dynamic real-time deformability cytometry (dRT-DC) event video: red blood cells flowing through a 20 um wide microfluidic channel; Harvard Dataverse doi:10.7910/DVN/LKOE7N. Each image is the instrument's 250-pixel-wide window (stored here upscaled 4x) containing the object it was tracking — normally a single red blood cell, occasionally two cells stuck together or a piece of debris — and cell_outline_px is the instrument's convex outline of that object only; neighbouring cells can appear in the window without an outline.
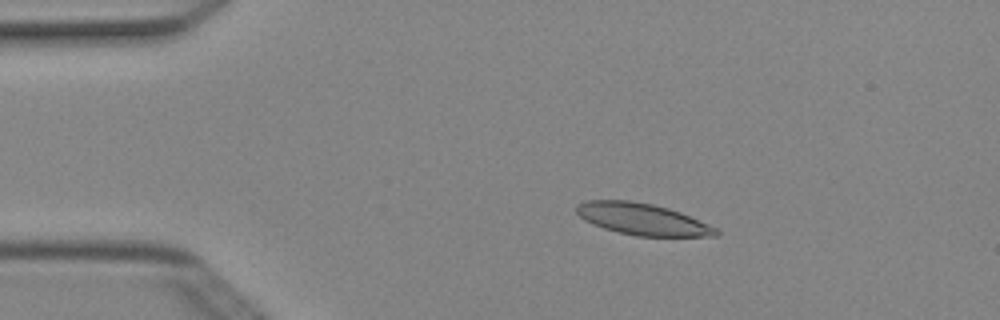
{"species": "Egyptian fruit bat (a non-hibernating species)", "species_latin": "Rousettus aegyptiacus", "temperature_condition": "cold", "stored_images_in_passage": 4, "camera_frame_rate_fps": 3000, "um_per_image_px": 0.085, "animal": {"sex": "female"}, "frame": {"image": 1, "passage_image": 3, "time_ms": 0.667, "image_size_px": [1000, 320], "cell_outline_px": [[720, 232], [716, 236], [636, 236], [604, 228], [592, 224], [584, 220], [576, 212], [576, 204], [584, 200], [632, 200], [652, 204], [668, 208], [680, 212], [708, 224], [716, 228]], "centroid_in_image_um": [54.57, 18.61], "position_along_channel_um": 30.4, "area_um2": 25.66}}